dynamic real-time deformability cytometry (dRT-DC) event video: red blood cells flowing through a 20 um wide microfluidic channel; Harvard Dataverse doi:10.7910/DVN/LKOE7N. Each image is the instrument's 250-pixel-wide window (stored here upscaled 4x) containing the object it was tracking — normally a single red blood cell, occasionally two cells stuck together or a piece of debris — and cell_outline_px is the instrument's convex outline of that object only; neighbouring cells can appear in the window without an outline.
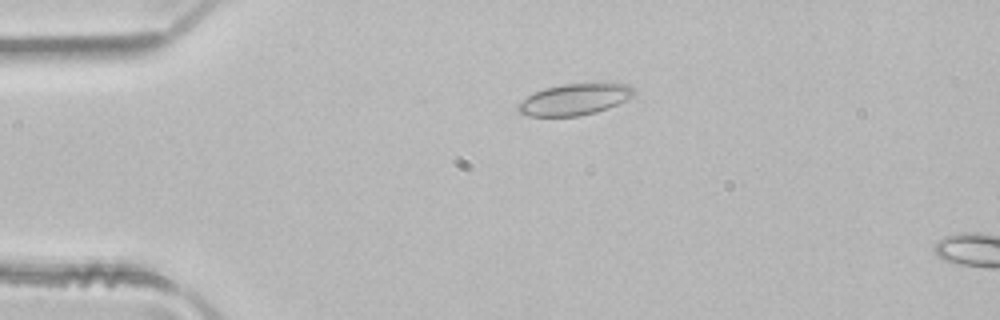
{"species": "common noctule bat (a hibernating species)", "species_latin": "Nyctalus noctula", "temperature_condition": "room temperature", "stored_images_in_passage": 2, "camera_frame_rate_fps": 3000, "um_per_image_px": 0.085, "animal": {"sex": "male", "body_mass_g": 21.5, "forearm_length_mm": 52.0}, "frame": {"image": 1, "passage_image": 1, "time_ms": 0.0, "image_size_px": [1000, 320], "cell_outline_px": [[636, 92], [632, 96], [608, 108], [596, 112], [580, 116], [528, 116], [520, 112], [516, 108], [516, 104], [520, 100], [544, 88], [564, 84], [628, 84]], "centroid_in_image_um": [48.78, 8.46], "position_along_channel_um": 36.2, "area_um2": 20.87}}